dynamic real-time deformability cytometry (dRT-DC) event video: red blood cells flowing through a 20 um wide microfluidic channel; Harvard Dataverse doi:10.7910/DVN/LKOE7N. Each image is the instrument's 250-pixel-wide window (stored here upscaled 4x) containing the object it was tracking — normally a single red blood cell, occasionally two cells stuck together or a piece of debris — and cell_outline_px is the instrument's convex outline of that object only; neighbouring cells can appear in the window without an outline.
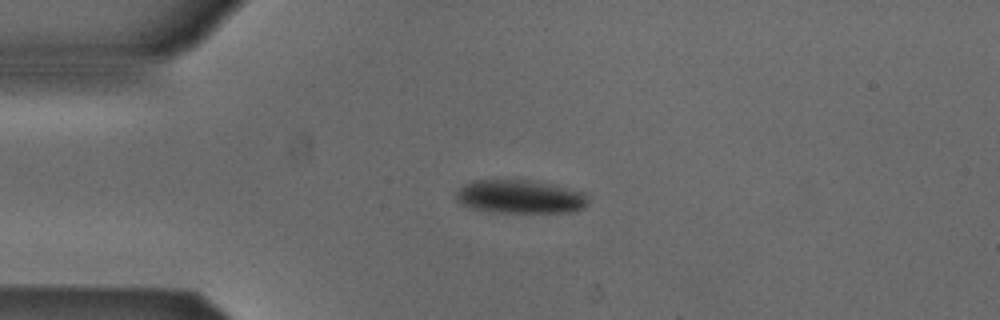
{"species": "Egyptian fruit bat (a non-hibernating species)", "species_latin": "Rousettus aegyptiacus", "temperature_condition": "cold", "stored_images_in_passage": 41, "camera_frame_rate_fps": 3000, "um_per_image_px": 0.085, "animal": {"sex": "male"}, "frame": {"image": 1, "passage_image": 1, "time_ms": 0.0, "image_size_px": [1000, 320], "cell_outline_px": [[588, 200], [584, 208], [572, 212], [492, 212], [472, 208], [460, 204], [456, 200], [456, 192], [464, 184], [476, 180], [528, 180], [580, 192]], "centroid_in_image_um": [44.12, 16.74], "position_along_channel_um": 40.9, "area_um2": 25.2}}
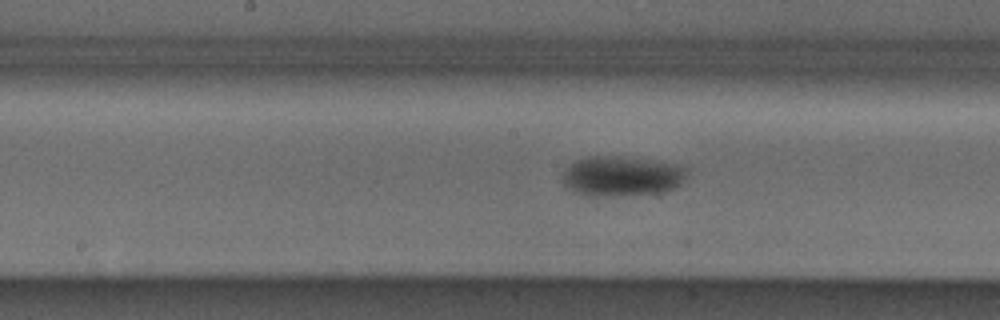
{"frame": {"image": 2, "passage_image": 15, "time_ms": 4.667, "image_size_px": [1000, 320], "cell_outline_px": [[688, 172], [680, 184], [676, 188], [656, 192], [616, 196], [588, 196], [576, 192], [568, 188], [560, 180], [564, 168], [568, 164], [576, 160], [588, 156], [620, 156], [652, 160], [672, 164], [688, 168]], "centroid_in_image_um": [52.77, 14.96], "position_along_channel_um": 195.4, "area_um2": 29.19}}
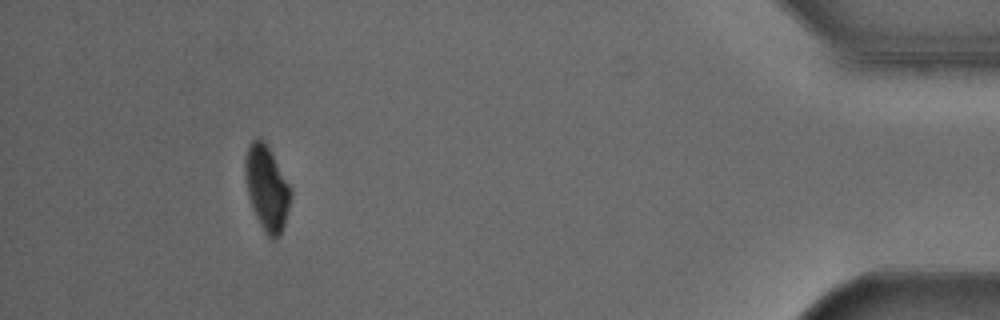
{"frame": {"image": 3, "passage_image": 37, "time_ms": 12.0, "image_size_px": [1000, 320], "cell_outline_px": [[292, 196], [284, 224], [280, 236], [276, 240], [272, 240], [264, 232], [252, 208], [248, 196], [244, 176], [244, 160], [248, 144], [252, 140], [260, 136], [264, 140], [288, 184], [292, 192]], "centroid_in_image_um": [22.65, 15.99], "position_along_channel_um": 412.6, "area_um2": 22.54}, "authors_computed_cell_mechanics": {"area_um2": 27.2238, "velocity_mm_per_s": 3.8607, "shape_relaxation_time_tau1_ms": 2.9223, "shape_relaxation_time_tau2_ms": null, "deformation_change_tau1": 0.0945, "deformation_change_tau2": null}}